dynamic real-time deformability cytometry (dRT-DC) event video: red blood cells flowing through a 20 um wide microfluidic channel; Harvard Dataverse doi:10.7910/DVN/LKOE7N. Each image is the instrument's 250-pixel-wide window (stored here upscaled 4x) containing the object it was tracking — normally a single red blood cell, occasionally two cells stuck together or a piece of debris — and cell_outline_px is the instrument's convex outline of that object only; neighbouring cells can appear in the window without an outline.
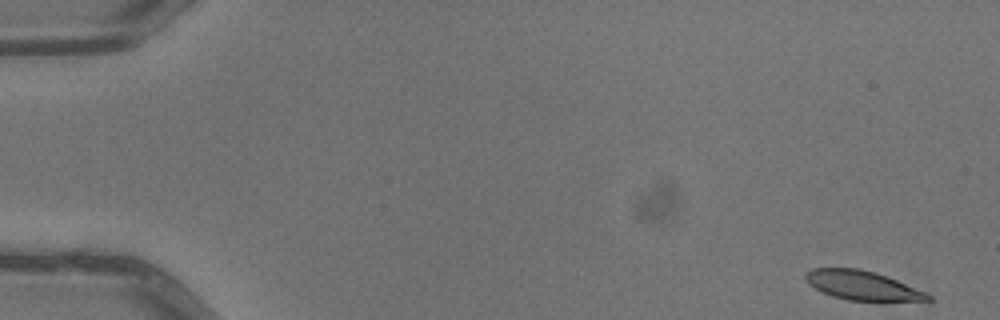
{"species": "common noctule bat (a hibernating species)", "species_latin": "Nyctalus noctula", "temperature_condition": "warm", "stored_images_in_passage": 6, "camera_frame_rate_fps": 3000, "um_per_image_px": 0.085, "animal": {"sex": "male", "body_mass_g": 13.3}, "frame": {"image": 1, "passage_image": 1, "time_ms": 0.0, "image_size_px": [1000, 320], "cell_outline_px": [[932, 300], [848, 300], [832, 296], [820, 292], [808, 284], [804, 280], [804, 276], [812, 268], [860, 268], [896, 280], [928, 292], [932, 296]], "centroid_in_image_um": [73.25, 24.26], "position_along_channel_um": 11.8, "area_um2": 20.58}}
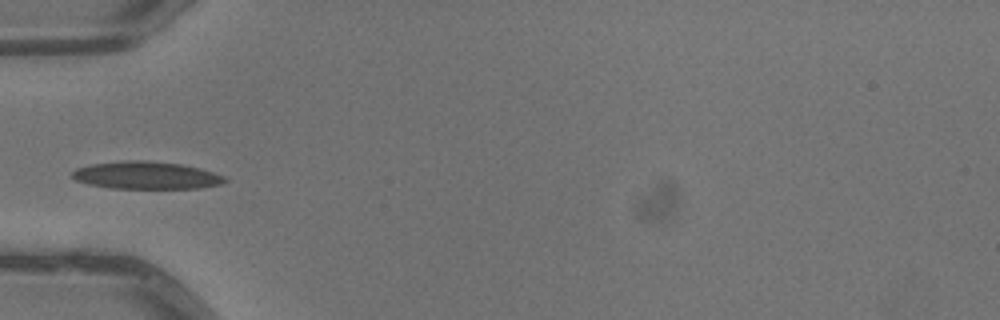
{"frame": {"image": 2, "passage_image": 5, "time_ms": 1.333, "image_size_px": [1000, 320], "cell_outline_px": [[228, 180], [220, 184], [200, 188], [112, 188], [88, 184], [76, 180], [72, 176], [72, 172], [76, 168], [92, 164], [124, 160], [148, 160], [180, 164], [200, 168], [224, 176]], "centroid_in_image_um": [12.42, 14.89], "position_along_channel_um": 72.6, "area_um2": 24.39}}
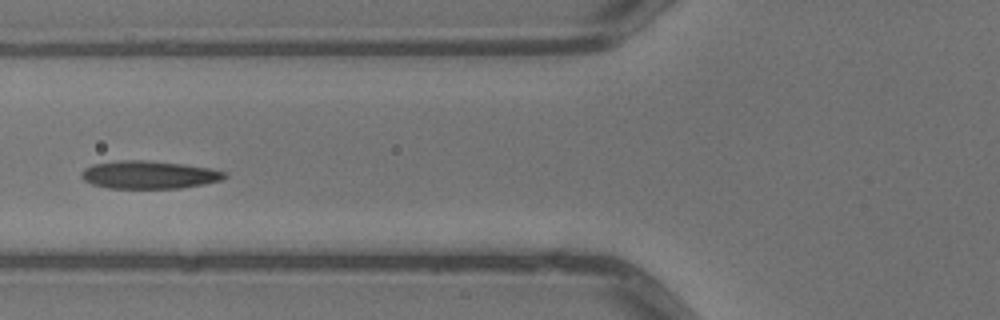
{"frame": {"image": 3, "passage_image": 6, "time_ms": 1.667, "image_size_px": [1000, 320], "cell_outline_px": [[228, 176], [220, 180], [204, 184], [180, 188], [108, 188], [92, 184], [84, 180], [80, 176], [80, 172], [84, 168], [92, 164], [120, 160], [148, 160], [184, 164], [208, 168], [228, 172]], "centroid_in_image_um": [12.65, 14.85], "position_along_channel_um": 113.2, "area_um2": 23.41}}